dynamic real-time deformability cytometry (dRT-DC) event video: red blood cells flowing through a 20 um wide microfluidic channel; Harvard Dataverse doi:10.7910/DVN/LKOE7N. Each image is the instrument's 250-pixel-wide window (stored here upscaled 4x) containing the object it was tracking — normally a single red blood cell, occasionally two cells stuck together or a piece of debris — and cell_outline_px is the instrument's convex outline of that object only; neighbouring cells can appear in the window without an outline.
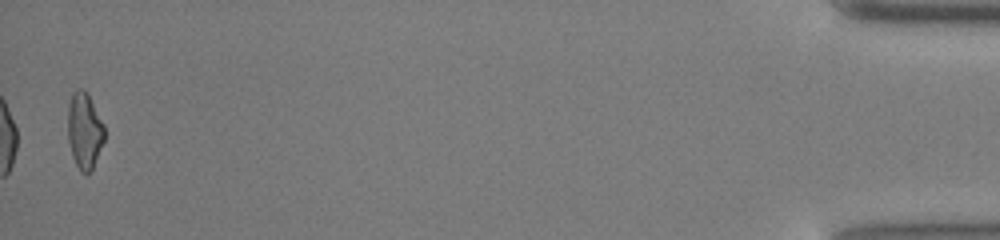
{"species": "common noctule bat (a hibernating species)", "species_latin": "Nyctalus noctula", "temperature_condition": "cold", "stored_images_in_passage": 41, "camera_frame_rate_fps": 3000, "um_per_image_px": 0.085, "animal": {"sex": "male", "body_mass_g": 13.0, "forearm_length_mm": 53.1}, "frame": {"image": 1, "passage_image": 41, "time_ms": 13.333, "image_size_px": [1000, 240], "cell_outline_px": [[104, 140], [92, 172], [88, 176], [80, 172], [72, 156], [68, 140], [68, 108], [72, 92], [80, 88], [84, 88], [104, 124]], "centroid_in_image_um": [7.18, 11.16], "position_along_channel_um": 428.0, "area_um2": 16.42}}